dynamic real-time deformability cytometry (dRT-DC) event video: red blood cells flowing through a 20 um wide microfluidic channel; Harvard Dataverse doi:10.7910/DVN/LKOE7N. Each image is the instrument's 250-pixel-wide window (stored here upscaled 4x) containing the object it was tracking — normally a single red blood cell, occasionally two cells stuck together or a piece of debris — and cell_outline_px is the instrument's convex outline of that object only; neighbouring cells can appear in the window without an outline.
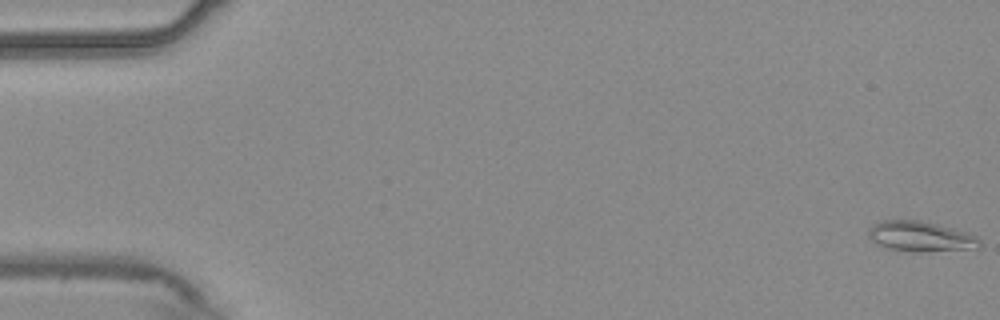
{"species": "common noctule bat (a hibernating species)", "species_latin": "Nyctalus noctula", "temperature_condition": "warm", "stored_images_in_passage": 54, "camera_frame_rate_fps": 3000, "um_per_image_px": 0.085, "animal": {"sex": "male", "body_mass_g": 20.4}, "frame": {"image": 1, "passage_image": 1, "time_ms": 0.0, "image_size_px": [1000, 320], "cell_outline_px": [[980, 248], [884, 248], [872, 240], [868, 236], [868, 228], [880, 220], [920, 220], [968, 232], [976, 236], [980, 240]], "centroid_in_image_um": [78.19, 20.01], "position_along_channel_um": 6.8, "area_um2": 18.26}}
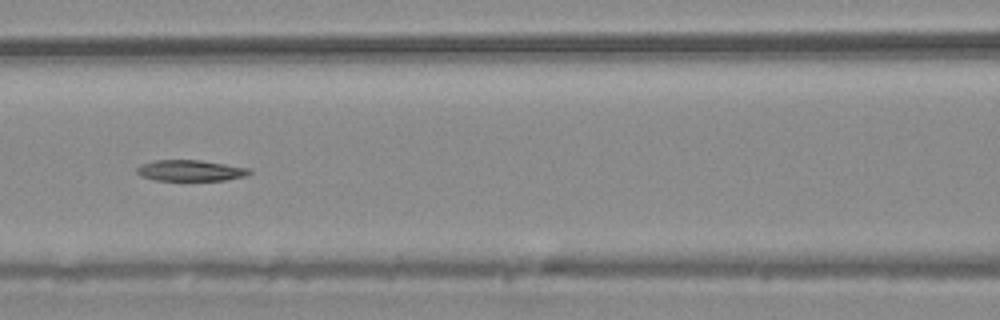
{"frame": {"image": 2, "passage_image": 25, "time_ms": 8.0, "image_size_px": [1000, 320], "cell_outline_px": [[252, 172], [248, 176], [224, 180], [156, 180], [140, 176], [136, 172], [136, 168], [140, 164], [156, 160], [200, 160], [252, 168]], "centroid_in_image_um": [16.22, 14.49], "position_along_channel_um": 150.4, "area_um2": 13.93}}
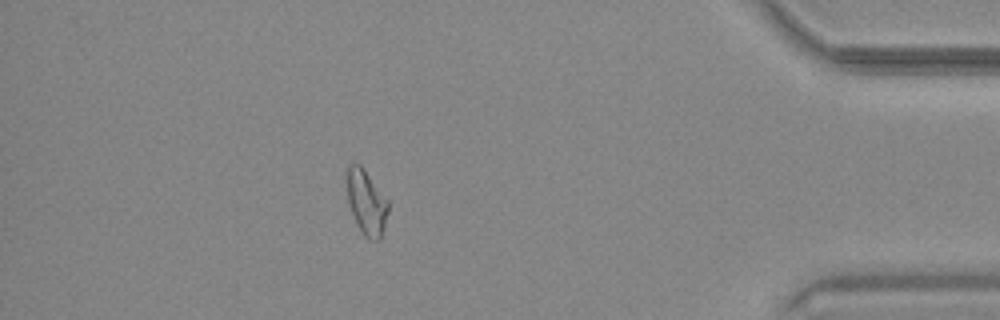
{"frame": {"image": 3, "passage_image": 49, "time_ms": 16.0, "image_size_px": [1000, 320], "cell_outline_px": [[388, 212], [384, 228], [380, 240], [368, 240], [364, 236], [352, 212], [348, 200], [348, 164], [360, 164], [388, 200]], "centroid_in_image_um": [31.18, 17.23], "position_along_channel_um": 404.0, "area_um2": 15.14}}